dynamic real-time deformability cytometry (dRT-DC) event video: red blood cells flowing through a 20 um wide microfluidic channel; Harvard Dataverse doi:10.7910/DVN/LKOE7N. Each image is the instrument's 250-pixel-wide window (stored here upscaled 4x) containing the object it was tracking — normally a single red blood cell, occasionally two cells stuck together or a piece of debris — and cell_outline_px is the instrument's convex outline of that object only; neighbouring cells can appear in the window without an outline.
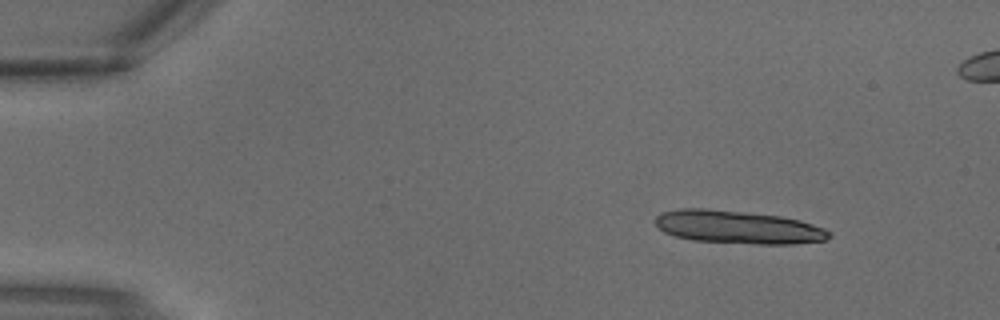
{"species": "common noctule bat (a hibernating species)", "species_latin": "Nyctalus noctula", "temperature_condition": "warm", "stored_images_in_passage": 4, "camera_frame_rate_fps": 3000, "um_per_image_px": 0.085, "animal": {"sex": "male", "body_mass_g": 18.8}, "frame": {"image": 1, "passage_image": 1, "time_ms": 0.0, "image_size_px": [1000, 320], "cell_outline_px": [[832, 236], [824, 240], [796, 244], [756, 244], [692, 240], [676, 236], [664, 232], [652, 220], [660, 212], [680, 208], [704, 208], [744, 212], [780, 216], [800, 220], [824, 228], [832, 232]], "centroid_in_image_um": [62.72, 19.3], "position_along_channel_um": 22.3, "area_um2": 33.64}}